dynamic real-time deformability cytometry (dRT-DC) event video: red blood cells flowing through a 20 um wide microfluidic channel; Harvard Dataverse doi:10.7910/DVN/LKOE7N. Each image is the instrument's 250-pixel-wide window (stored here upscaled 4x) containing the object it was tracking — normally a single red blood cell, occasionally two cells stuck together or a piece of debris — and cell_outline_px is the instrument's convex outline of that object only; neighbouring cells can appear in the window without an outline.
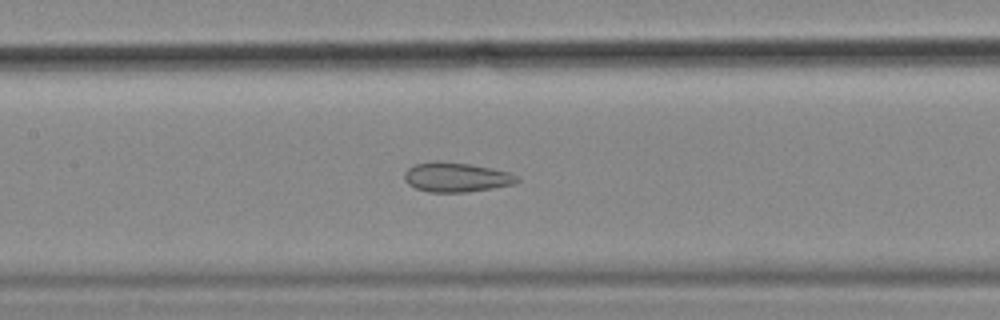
{"species": "common noctule bat (a hibernating species)", "species_latin": "Nyctalus noctula", "temperature_condition": "cold", "stored_images_in_passage": 51, "camera_frame_rate_fps": 3000, "um_per_image_px": 0.085, "animal": {"sex": "female", "body_mass_g": 18.4}, "frame": {"image": 1, "passage_image": 25, "time_ms": 8.0, "image_size_px": [1000, 320], "cell_outline_px": [[520, 180], [516, 184], [468, 192], [428, 192], [416, 188], [408, 184], [404, 180], [404, 172], [408, 168], [416, 164], [436, 160], [440, 160], [468, 164], [508, 172], [516, 176]], "centroid_in_image_um": [38.75, 15.06], "position_along_channel_um": 168.7, "area_um2": 19.36}}
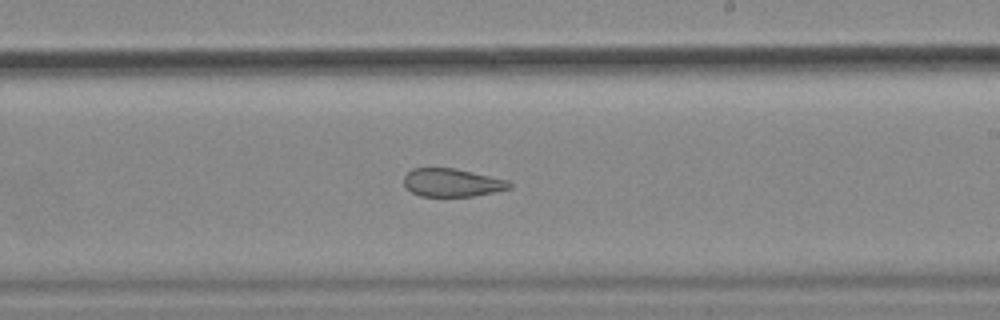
{"frame": {"image": 2, "passage_image": 32, "time_ms": 10.333, "image_size_px": [1000, 320], "cell_outline_px": [[512, 188], [472, 196], [420, 196], [404, 188], [404, 176], [412, 168], [456, 168], [508, 180], [512, 184]], "centroid_in_image_um": [38.4, 15.52], "position_along_channel_um": 250.6, "area_um2": 17.34}}
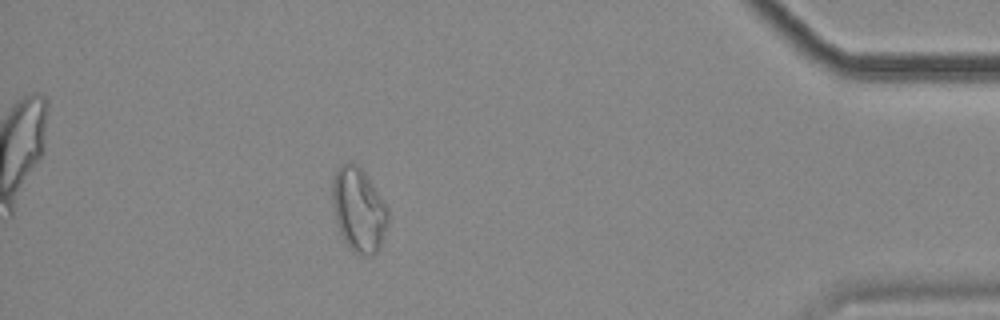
{"frame": {"image": 3, "passage_image": 49, "time_ms": 16.0, "image_size_px": [1000, 320], "cell_outline_px": [[388, 224], [380, 244], [376, 252], [372, 256], [364, 256], [352, 252], [348, 248], [336, 224], [332, 204], [332, 180], [336, 168], [340, 164], [348, 160], [360, 168], [364, 172], [388, 208]], "centroid_in_image_um": [30.45, 17.83], "position_along_channel_um": 404.7, "area_um2": 27.46}, "authors_computed_cell_mechanics": {"area_um2": 22.6576, "velocity_mm_per_s": 3.5328, "shape_relaxation_time_tau1_ms": null, "shape_relaxation_time_tau2_ms": 1.8827, "deformation_change_tau1": null, "deformation_change_tau2": 0.0921}}